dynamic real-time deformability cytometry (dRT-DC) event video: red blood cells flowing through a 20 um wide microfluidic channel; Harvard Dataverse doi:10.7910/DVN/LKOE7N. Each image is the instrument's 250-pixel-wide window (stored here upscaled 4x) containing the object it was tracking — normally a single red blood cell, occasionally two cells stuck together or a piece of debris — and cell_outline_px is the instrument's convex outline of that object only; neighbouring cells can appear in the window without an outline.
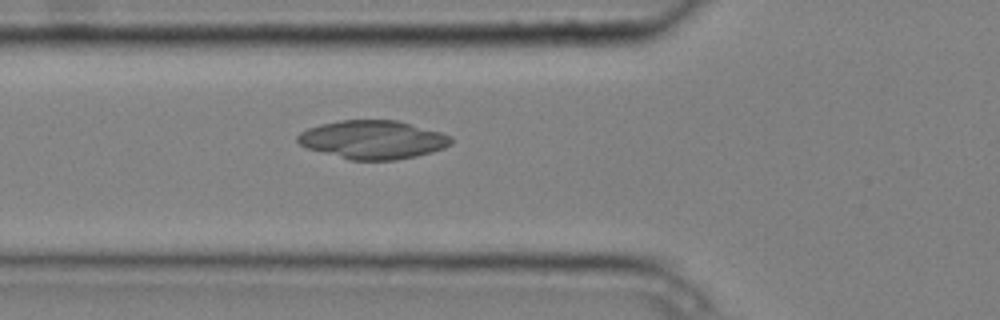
{"species": "common noctule bat (a hibernating species)", "species_latin": "Nyctalus noctula", "temperature_condition": "cold", "stored_images_in_passage": 3, "camera_frame_rate_fps": 3000, "um_per_image_px": 0.085, "animal": {"sex": "male", "body_mass_g": 20.4}, "frame": {"image": 1, "passage_image": 3, "time_ms": 0.667, "image_size_px": [1000, 320], "cell_outline_px": [[452, 144], [444, 148], [432, 152], [416, 156], [396, 160], [352, 160], [308, 148], [300, 144], [296, 140], [296, 136], [300, 132], [308, 128], [320, 124], [340, 120], [396, 120], [440, 132], [452, 136]], "centroid_in_image_um": [31.7, 11.87], "position_along_channel_um": 94.1, "area_um2": 34.28}}